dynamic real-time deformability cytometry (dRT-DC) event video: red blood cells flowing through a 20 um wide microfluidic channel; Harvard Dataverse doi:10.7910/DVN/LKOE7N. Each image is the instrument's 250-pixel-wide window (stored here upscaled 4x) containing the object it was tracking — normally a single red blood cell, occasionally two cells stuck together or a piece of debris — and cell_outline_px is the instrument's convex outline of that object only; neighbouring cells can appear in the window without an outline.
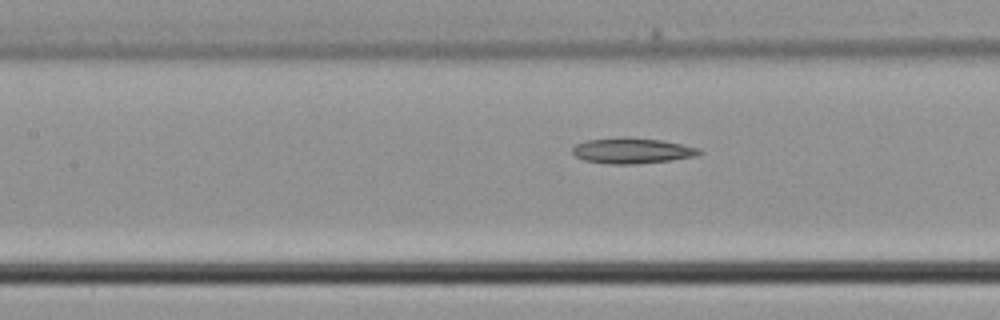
{"species": "common noctule bat (a hibernating species)", "species_latin": "Nyctalus noctula", "temperature_condition": "cold", "stored_images_in_passage": 7, "camera_frame_rate_fps": 3000, "um_per_image_px": 0.085, "animal": {"sex": "male", "body_mass_g": 21.5, "forearm_length_mm": 52.0}, "frame": {"image": 1, "passage_image": 7, "time_ms": 2.0, "image_size_px": [1000, 320], "cell_outline_px": [[704, 152], [696, 156], [672, 160], [632, 164], [612, 164], [584, 160], [576, 156], [572, 152], [572, 148], [576, 144], [588, 140], [624, 136], [628, 136], [664, 140], [700, 148]], "centroid_in_image_um": [53.77, 12.79], "position_along_channel_um": 153.6, "area_um2": 19.13}}